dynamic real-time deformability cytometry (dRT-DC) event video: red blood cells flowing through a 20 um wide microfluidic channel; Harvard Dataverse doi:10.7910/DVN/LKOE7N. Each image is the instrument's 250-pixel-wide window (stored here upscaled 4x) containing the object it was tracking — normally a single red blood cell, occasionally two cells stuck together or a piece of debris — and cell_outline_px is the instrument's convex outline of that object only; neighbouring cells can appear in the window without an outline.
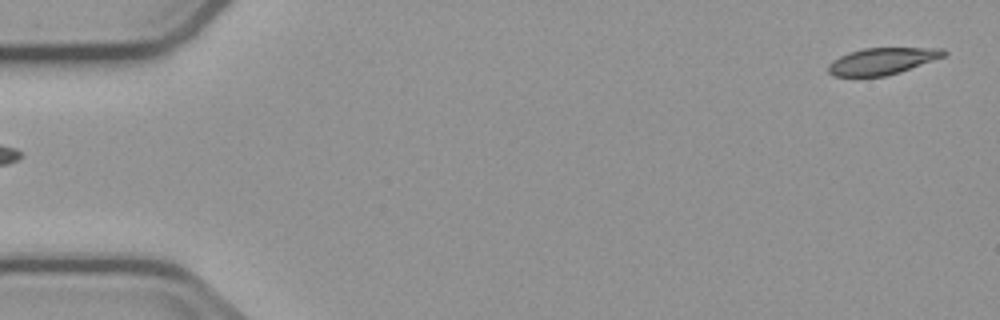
{"species": "common noctule bat (a hibernating species)", "species_latin": "Nyctalus noctula", "temperature_condition": "cold", "stored_images_in_passage": 4, "segment_of_instrument_passage": [2, 2], "camera_frame_rate_fps": 3000, "um_per_image_px": 0.085, "animal": {"sex": "male", "body_mass_g": 23.1, "forearm_length_mm": 52.7}, "frame": {"image": 1, "passage_image": 4, "time_ms": 3.667, "image_size_px": [1000, 320], "cell_outline_px": [[948, 52], [944, 56], [900, 72], [884, 76], [832, 76], [828, 72], [828, 64], [832, 60], [848, 52], [864, 48], [944, 48]], "centroid_in_image_um": [74.96, 5.19], "position_along_channel_um": 10.0, "area_um2": 17.92}}